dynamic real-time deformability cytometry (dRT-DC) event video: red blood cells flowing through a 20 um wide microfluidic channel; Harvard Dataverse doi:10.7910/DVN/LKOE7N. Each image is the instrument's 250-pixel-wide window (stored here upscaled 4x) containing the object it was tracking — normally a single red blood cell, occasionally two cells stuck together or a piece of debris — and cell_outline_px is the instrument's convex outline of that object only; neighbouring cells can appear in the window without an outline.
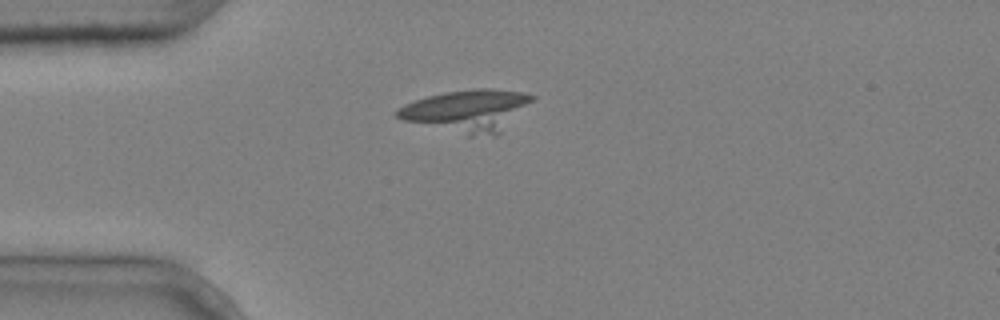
{"species": "common noctule bat (a hibernating species)", "species_latin": "Nyctalus noctula", "temperature_condition": "cold", "stored_images_in_passage": 7, "camera_frame_rate_fps": 3000, "um_per_image_px": 0.085, "animal": {"sex": "male", "body_mass_g": 20.4}, "frame": {"image": 1, "passage_image": 4, "time_ms": 1.0, "image_size_px": [1000, 320], "cell_outline_px": [[536, 96], [496, 136], [468, 136], [404, 120], [396, 116], [392, 112], [396, 108], [404, 104], [428, 96], [444, 92], [476, 88], [488, 88], [520, 92]], "centroid_in_image_um": [39.67, 9.41], "position_along_channel_um": 45.3, "area_um2": 32.71}}